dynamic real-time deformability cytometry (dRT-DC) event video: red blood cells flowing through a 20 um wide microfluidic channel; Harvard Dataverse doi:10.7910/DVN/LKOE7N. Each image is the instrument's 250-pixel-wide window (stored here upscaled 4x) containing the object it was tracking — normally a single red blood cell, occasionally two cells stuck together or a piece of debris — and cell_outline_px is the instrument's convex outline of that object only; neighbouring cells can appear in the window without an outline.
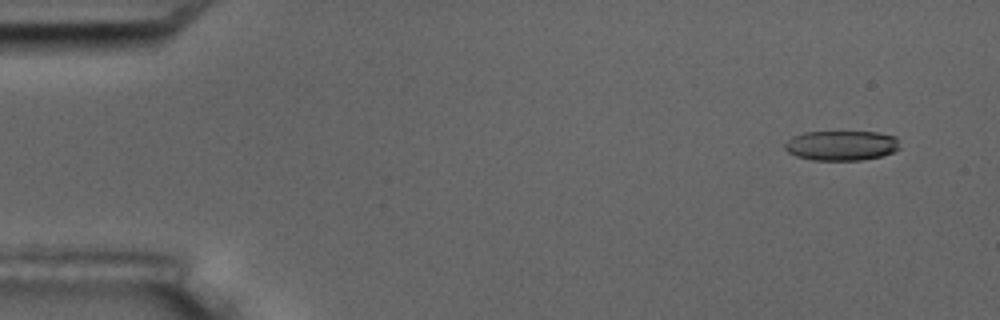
{"species": "common noctule bat (a hibernating species)", "species_latin": "Nyctalus noctula", "temperature_condition": "room temperature", "stored_images_in_passage": 5, "camera_frame_rate_fps": 3000, "um_per_image_px": 0.085, "animal": {"sex": "male", "body_mass_g": 17.5, "forearm_length_mm": 52.3}, "frame": {"image": 1, "passage_image": 1, "time_ms": 0.0, "image_size_px": [1000, 320], "cell_outline_px": [[900, 148], [884, 156], [860, 160], [812, 160], [796, 156], [788, 152], [784, 148], [784, 144], [792, 136], [804, 132], [876, 132], [896, 136]], "centroid_in_image_um": [71.52, 12.37], "position_along_channel_um": 13.5, "area_um2": 20.11}}
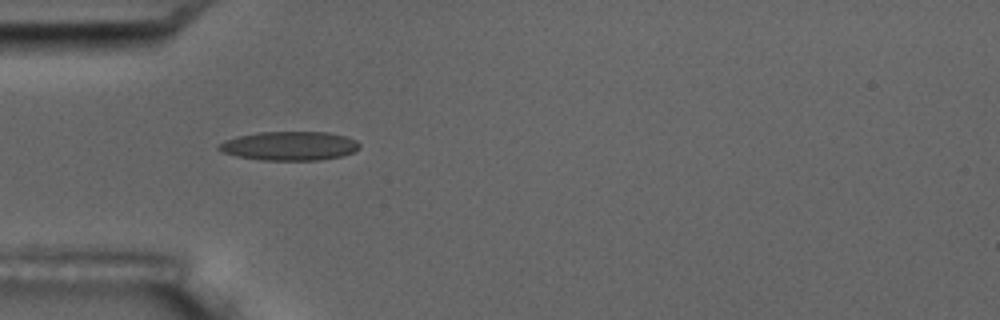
{"frame": {"image": 2, "passage_image": 4, "time_ms": 4.333, "image_size_px": [1000, 320], "cell_outline_px": [[360, 148], [352, 152], [340, 156], [320, 160], [260, 160], [236, 156], [220, 152], [216, 148], [216, 144], [224, 140], [256, 132], [328, 132], [344, 136], [356, 140], [360, 144]], "centroid_in_image_um": [24.55, 12.4], "position_along_channel_um": 60.5, "area_um2": 23.87}}